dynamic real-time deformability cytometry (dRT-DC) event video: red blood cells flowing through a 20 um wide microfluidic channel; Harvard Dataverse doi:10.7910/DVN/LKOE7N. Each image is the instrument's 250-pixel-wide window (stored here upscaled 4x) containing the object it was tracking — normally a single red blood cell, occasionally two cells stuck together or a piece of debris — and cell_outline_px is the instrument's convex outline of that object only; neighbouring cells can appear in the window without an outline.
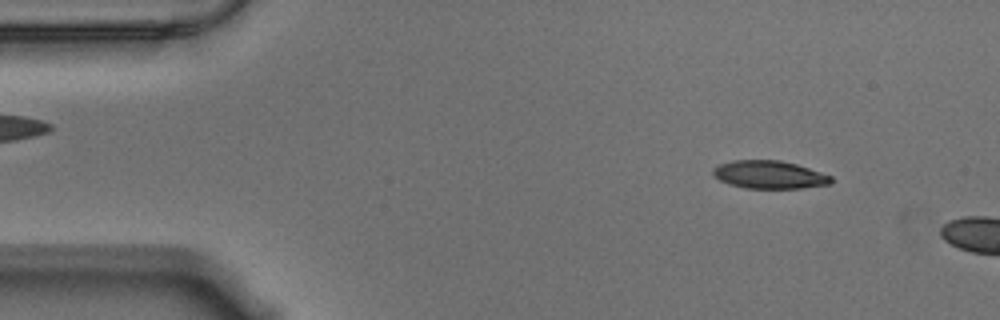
{"species": "Egyptian fruit bat (a non-hibernating species)", "species_latin": "Rousettus aegyptiacus", "temperature_condition": "warm", "stored_images_in_passage": 12, "camera_frame_rate_fps": 3000, "um_per_image_px": 0.085, "animal": {"sex": "male"}, "frame": {"image": 1, "passage_image": 6, "time_ms": 1.667, "image_size_px": [1000, 320], "cell_outline_px": [[832, 184], [800, 188], [744, 188], [728, 184], [712, 176], [712, 168], [720, 164], [732, 160], [780, 160], [796, 164], [832, 176]], "centroid_in_image_um": [65.36, 14.85], "position_along_channel_um": 19.6, "area_um2": 19.31}}